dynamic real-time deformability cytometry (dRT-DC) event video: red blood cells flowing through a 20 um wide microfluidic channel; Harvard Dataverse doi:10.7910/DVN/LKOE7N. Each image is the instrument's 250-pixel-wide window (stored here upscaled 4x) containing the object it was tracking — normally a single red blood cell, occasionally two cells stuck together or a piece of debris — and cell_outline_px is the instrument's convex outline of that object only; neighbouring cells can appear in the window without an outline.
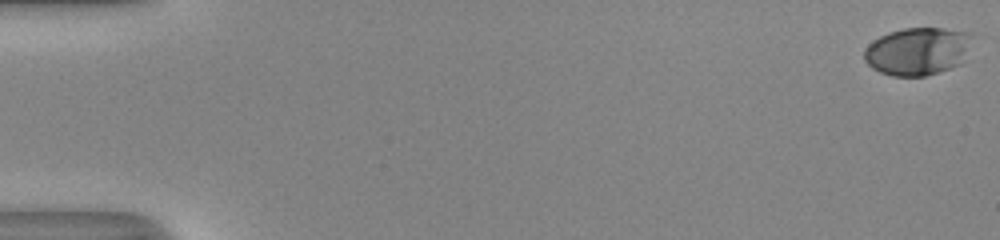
{"species": "human", "species_latin": "Homo sapiens", "temperature_condition": "room temperature", "stored_images_in_passage": 54, "camera_frame_rate_fps": 3000, "um_per_image_px": 0.085, "donor": {"sex": "male"}, "frame": {"image": 1, "passage_image": 1, "time_ms": 0.0, "image_size_px": [1000, 240], "cell_outline_px": [[972, 36], [960, 64], [924, 76], [892, 76], [880, 72], [872, 68], [864, 60], [864, 48], [872, 40], [888, 32], [904, 28], [944, 28], [972, 32]], "centroid_in_image_um": [77.94, 4.34], "position_along_channel_um": 7.1, "area_um2": 29.94}}
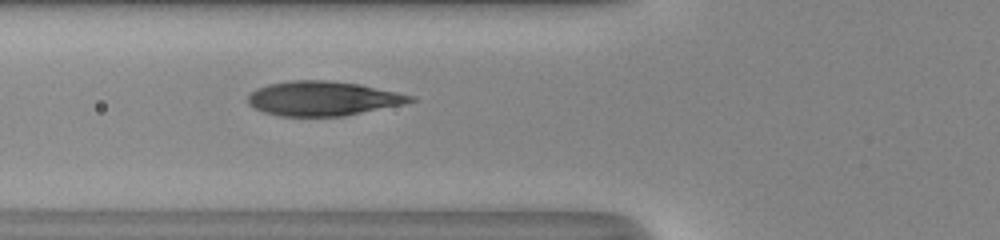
{"frame": {"image": 2, "passage_image": 22, "time_ms": 7.0, "image_size_px": [1000, 240], "cell_outline_px": [[416, 100], [404, 104], [344, 116], [280, 116], [264, 112], [248, 104], [248, 96], [256, 88], [268, 84], [288, 80], [328, 80], [360, 84], [396, 92], [412, 96]], "centroid_in_image_um": [27.42, 8.36], "position_along_channel_um": 98.4, "area_um2": 32.54}}
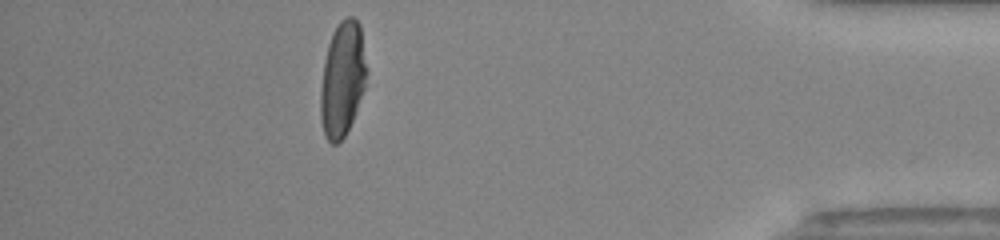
{"frame": {"image": 3, "passage_image": 48, "time_ms": 15.667, "image_size_px": [1000, 240], "cell_outline_px": [[368, 72], [364, 88], [352, 120], [344, 136], [336, 144], [332, 144], [324, 136], [320, 120], [320, 92], [324, 60], [328, 44], [332, 32], [340, 20], [348, 16], [352, 16], [360, 24]], "centroid_in_image_um": [29.1, 6.7], "position_along_channel_um": 406.1, "area_um2": 31.04}, "authors_computed_cell_mechanics": {"area_um2": 32.2235, "velocity_mm_per_s": 4.0749, "shape_relaxation_time_tau1_ms": 4.2961, "shape_relaxation_time_tau2_ms": null, "deformation_change_tau1": 0.2035, "deformation_change_tau2": null}}